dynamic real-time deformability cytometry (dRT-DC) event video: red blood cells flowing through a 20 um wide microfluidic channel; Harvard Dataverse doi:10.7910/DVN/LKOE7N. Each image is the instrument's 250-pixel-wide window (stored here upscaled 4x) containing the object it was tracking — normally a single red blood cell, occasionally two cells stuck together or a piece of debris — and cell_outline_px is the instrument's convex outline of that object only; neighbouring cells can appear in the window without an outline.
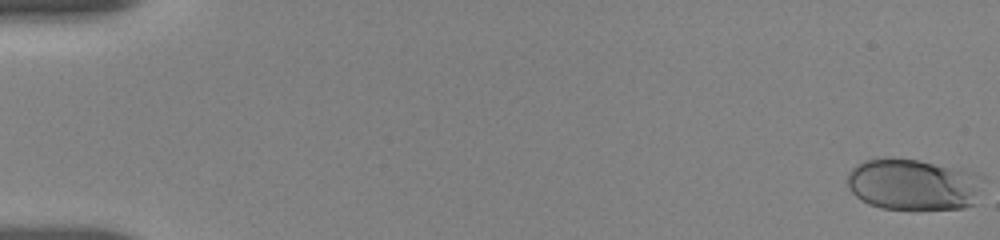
{"species": "human", "species_latin": "Homo sapiens", "temperature_condition": "room temperature", "stored_images_in_passage": 25, "camera_frame_rate_fps": 3000, "um_per_image_px": 0.085, "donor": {"sex": "female"}, "frame": {"image": 1, "passage_image": 1, "time_ms": 0.0, "image_size_px": [1000, 240], "cell_outline_px": [[976, 204], [964, 208], [880, 208], [868, 204], [860, 200], [852, 192], [848, 184], [848, 172], [856, 164], [864, 160], [884, 156], [892, 156], [920, 160], [964, 172], [972, 188]], "centroid_in_image_um": [77.3, 15.67], "position_along_channel_um": 7.7, "area_um2": 38.67}}
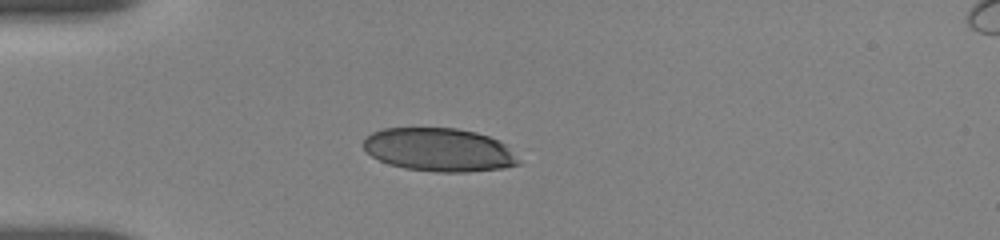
{"frame": {"image": 2, "passage_image": 22, "time_ms": 5.0, "image_size_px": [1000, 240], "cell_outline_px": [[520, 164], [504, 168], [468, 172], [436, 172], [404, 168], [388, 164], [372, 156], [360, 144], [372, 132], [384, 128], [456, 128], [476, 132], [488, 136], [508, 144], [520, 160]], "centroid_in_image_um": [37.36, 12.73], "position_along_channel_um": 47.6, "area_um2": 39.54}}